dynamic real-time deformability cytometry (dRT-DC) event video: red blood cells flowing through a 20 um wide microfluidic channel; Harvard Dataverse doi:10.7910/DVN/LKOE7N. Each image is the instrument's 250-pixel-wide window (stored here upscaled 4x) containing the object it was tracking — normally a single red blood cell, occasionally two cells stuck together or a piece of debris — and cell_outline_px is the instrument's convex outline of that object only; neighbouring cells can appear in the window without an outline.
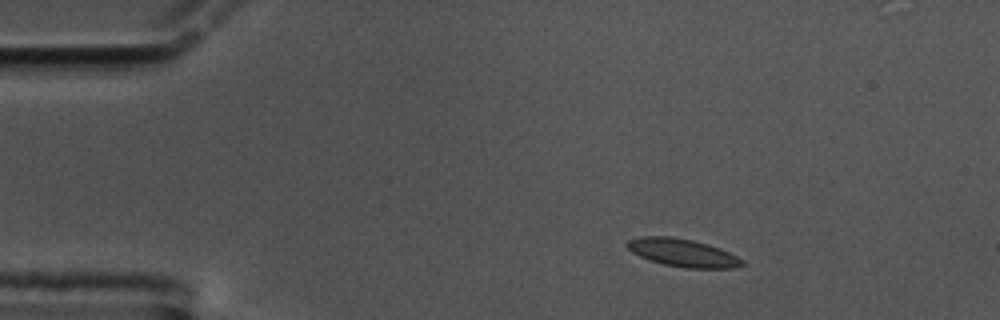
{"species": "common noctule bat (a hibernating species)", "species_latin": "Nyctalus noctula", "temperature_condition": "cold", "stored_images_in_passage": 50, "camera_frame_rate_fps": 3000, "um_per_image_px": 0.085, "animal": {"sex": "male", "body_mass_g": 17.5, "forearm_length_mm": 52.3}, "frame": {"image": 1, "passage_image": 1, "time_ms": 0.0, "image_size_px": [1000, 320], "cell_outline_px": [[744, 264], [732, 268], [684, 268], [664, 264], [640, 256], [632, 252], [624, 244], [628, 240], [640, 236], [672, 236], [692, 240], [708, 244], [720, 248], [744, 260]], "centroid_in_image_um": [58.01, 21.47], "position_along_channel_um": 27.0, "area_um2": 18.61}}
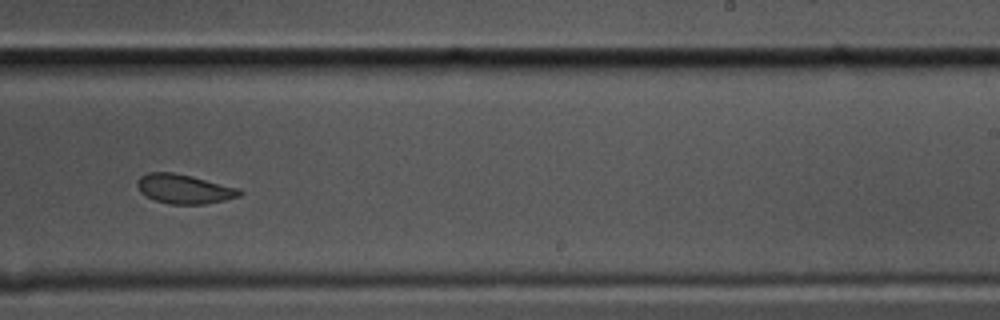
{"frame": {"image": 2, "passage_image": 28, "time_ms": 9.0, "image_size_px": [1000, 320], "cell_outline_px": [[244, 192], [240, 196], [224, 200], [204, 204], [168, 204], [156, 200], [140, 192], [136, 184], [136, 180], [140, 176], [148, 172], [172, 172], [192, 176], [240, 188]], "centroid_in_image_um": [15.66, 16.05], "position_along_channel_um": 273.3, "area_um2": 17.57}}
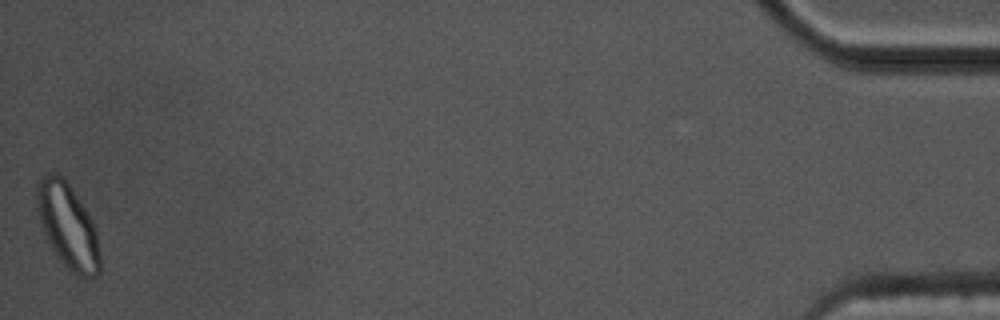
{"frame": {"image": 3, "passage_image": 50, "time_ms": 16.333, "image_size_px": [1000, 320], "cell_outline_px": [[100, 276], [84, 280], [72, 272], [56, 256], [40, 224], [36, 208], [36, 184], [44, 176], [52, 172], [56, 172], [68, 184], [88, 212], [96, 228], [100, 252]], "centroid_in_image_um": [5.78, 19.26], "position_along_channel_um": 429.4, "area_um2": 31.44}, "authors_computed_cell_mechanics": {"area_um2": 18.4382, "velocity_mm_per_s": 3.4194, "shape_relaxation_time_tau1_ms": null, "shape_relaxation_time_tau2_ms": 2.4443, "deformation_change_tau1": null, "deformation_change_tau2": 0.0624}}